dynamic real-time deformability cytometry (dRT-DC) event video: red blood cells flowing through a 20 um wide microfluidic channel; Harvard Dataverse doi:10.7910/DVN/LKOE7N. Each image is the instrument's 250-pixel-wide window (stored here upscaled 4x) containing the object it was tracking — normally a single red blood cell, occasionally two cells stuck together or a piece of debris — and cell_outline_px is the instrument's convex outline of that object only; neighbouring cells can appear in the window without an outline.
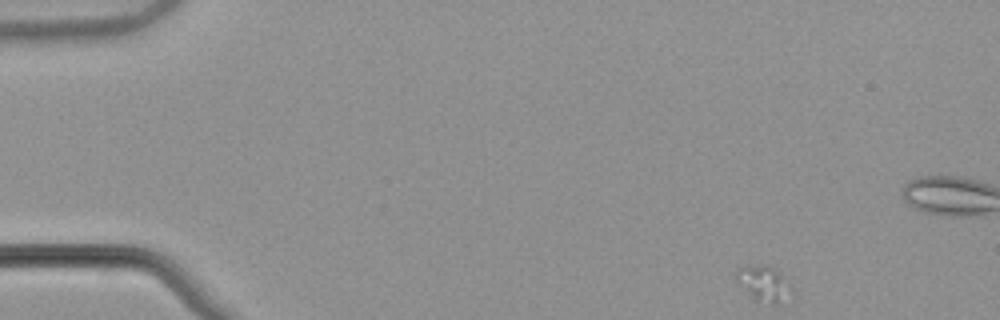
{"species": "common noctule bat (a hibernating species)", "species_latin": "Nyctalus noctula", "temperature_condition": "warm", "stored_images_in_passage": 13, "camera_frame_rate_fps": 3000, "um_per_image_px": 0.085, "animal": {"sex": "male", "body_mass_g": 21.5, "forearm_length_mm": 52.0}, "frame": {"image": 1, "passage_image": 1, "time_ms": 0.0, "image_size_px": [1000, 320], "cell_outline_px": [[788, 284], [776, 304], [772, 304], [756, 300], [736, 284], [736, 268], [760, 264], [764, 264], [776, 268], [788, 280]], "centroid_in_image_um": [64.76, 24.01], "position_along_channel_um": 20.2, "area_um2": 10.81}}